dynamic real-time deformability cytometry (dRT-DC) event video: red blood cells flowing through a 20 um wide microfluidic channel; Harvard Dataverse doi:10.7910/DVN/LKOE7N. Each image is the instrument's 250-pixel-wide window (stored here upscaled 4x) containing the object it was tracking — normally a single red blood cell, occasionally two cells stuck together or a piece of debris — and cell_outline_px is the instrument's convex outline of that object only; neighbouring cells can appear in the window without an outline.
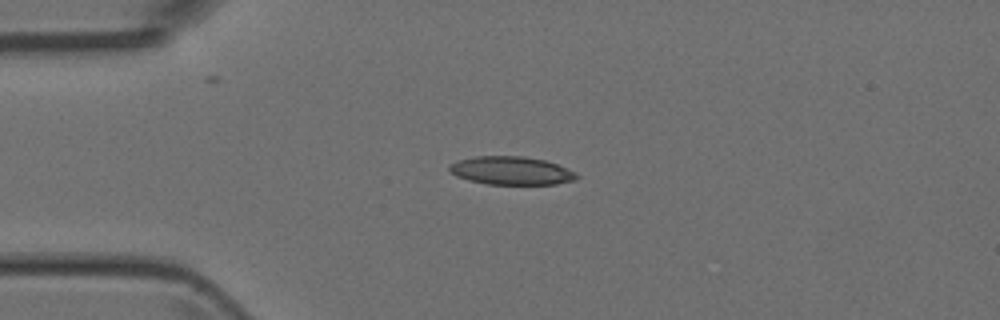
{"species": "Egyptian fruit bat (a non-hibernating species)", "species_latin": "Rousettus aegyptiacus", "temperature_condition": "room temperature", "stored_images_in_passage": 5, "camera_frame_rate_fps": 3000, "um_per_image_px": 0.085, "animal": {"sex": "female"}, "frame": {"image": 1, "passage_image": 4, "time_ms": 3.333, "image_size_px": [1000, 320], "cell_outline_px": [[580, 176], [572, 180], [556, 184], [488, 184], [468, 180], [456, 176], [448, 172], [448, 168], [452, 164], [460, 160], [476, 156], [524, 156], [544, 160], [556, 164], [576, 172]], "centroid_in_image_um": [43.44, 14.51], "position_along_channel_um": 41.6, "area_um2": 20.81}}